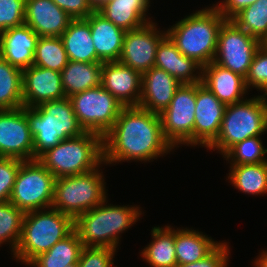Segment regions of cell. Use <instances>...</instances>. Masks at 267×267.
<instances>
[{
	"label": "cell",
	"instance_id": "6da1fadb",
	"mask_svg": "<svg viewBox=\"0 0 267 267\" xmlns=\"http://www.w3.org/2000/svg\"><path fill=\"white\" fill-rule=\"evenodd\" d=\"M165 139L159 114L139 106L124 107L103 136L104 164L151 161L172 151Z\"/></svg>",
	"mask_w": 267,
	"mask_h": 267
},
{
	"label": "cell",
	"instance_id": "f546056e",
	"mask_svg": "<svg viewBox=\"0 0 267 267\" xmlns=\"http://www.w3.org/2000/svg\"><path fill=\"white\" fill-rule=\"evenodd\" d=\"M228 179L238 190L252 195L267 193V162L230 166Z\"/></svg>",
	"mask_w": 267,
	"mask_h": 267
},
{
	"label": "cell",
	"instance_id": "1f68e13d",
	"mask_svg": "<svg viewBox=\"0 0 267 267\" xmlns=\"http://www.w3.org/2000/svg\"><path fill=\"white\" fill-rule=\"evenodd\" d=\"M242 30L267 45V0L243 8L232 19Z\"/></svg>",
	"mask_w": 267,
	"mask_h": 267
},
{
	"label": "cell",
	"instance_id": "d6986e66",
	"mask_svg": "<svg viewBox=\"0 0 267 267\" xmlns=\"http://www.w3.org/2000/svg\"><path fill=\"white\" fill-rule=\"evenodd\" d=\"M39 36L23 24L0 32V56L12 66L25 70L33 65Z\"/></svg>",
	"mask_w": 267,
	"mask_h": 267
},
{
	"label": "cell",
	"instance_id": "e575fe53",
	"mask_svg": "<svg viewBox=\"0 0 267 267\" xmlns=\"http://www.w3.org/2000/svg\"><path fill=\"white\" fill-rule=\"evenodd\" d=\"M266 154L267 148L262 145L261 137L254 136L232 146L223 157L231 160V166H236L267 162Z\"/></svg>",
	"mask_w": 267,
	"mask_h": 267
},
{
	"label": "cell",
	"instance_id": "2e32d148",
	"mask_svg": "<svg viewBox=\"0 0 267 267\" xmlns=\"http://www.w3.org/2000/svg\"><path fill=\"white\" fill-rule=\"evenodd\" d=\"M22 88L23 106L28 108L66 97L61 72L35 65L23 70Z\"/></svg>",
	"mask_w": 267,
	"mask_h": 267
},
{
	"label": "cell",
	"instance_id": "83f0119b",
	"mask_svg": "<svg viewBox=\"0 0 267 267\" xmlns=\"http://www.w3.org/2000/svg\"><path fill=\"white\" fill-rule=\"evenodd\" d=\"M153 240L141 252V257L151 267H175V229L170 226L154 227L151 230Z\"/></svg>",
	"mask_w": 267,
	"mask_h": 267
},
{
	"label": "cell",
	"instance_id": "484cf974",
	"mask_svg": "<svg viewBox=\"0 0 267 267\" xmlns=\"http://www.w3.org/2000/svg\"><path fill=\"white\" fill-rule=\"evenodd\" d=\"M203 232L192 229H175V253L177 264H190L209 255L218 245Z\"/></svg>",
	"mask_w": 267,
	"mask_h": 267
},
{
	"label": "cell",
	"instance_id": "f1b7e54d",
	"mask_svg": "<svg viewBox=\"0 0 267 267\" xmlns=\"http://www.w3.org/2000/svg\"><path fill=\"white\" fill-rule=\"evenodd\" d=\"M84 245L73 230L68 236L57 242L47 252L39 254L27 266L66 267L79 261Z\"/></svg>",
	"mask_w": 267,
	"mask_h": 267
},
{
	"label": "cell",
	"instance_id": "ba28073f",
	"mask_svg": "<svg viewBox=\"0 0 267 267\" xmlns=\"http://www.w3.org/2000/svg\"><path fill=\"white\" fill-rule=\"evenodd\" d=\"M100 166L90 172L55 179L52 208L75 219L106 200Z\"/></svg>",
	"mask_w": 267,
	"mask_h": 267
},
{
	"label": "cell",
	"instance_id": "8d00e7d4",
	"mask_svg": "<svg viewBox=\"0 0 267 267\" xmlns=\"http://www.w3.org/2000/svg\"><path fill=\"white\" fill-rule=\"evenodd\" d=\"M26 0H0V32L25 23Z\"/></svg>",
	"mask_w": 267,
	"mask_h": 267
},
{
	"label": "cell",
	"instance_id": "cb8c5ba5",
	"mask_svg": "<svg viewBox=\"0 0 267 267\" xmlns=\"http://www.w3.org/2000/svg\"><path fill=\"white\" fill-rule=\"evenodd\" d=\"M150 0H108L96 10L124 31L143 27L150 21L145 18Z\"/></svg>",
	"mask_w": 267,
	"mask_h": 267
},
{
	"label": "cell",
	"instance_id": "f6af8a7d",
	"mask_svg": "<svg viewBox=\"0 0 267 267\" xmlns=\"http://www.w3.org/2000/svg\"><path fill=\"white\" fill-rule=\"evenodd\" d=\"M66 267H79V264H78V262H76V263H73V264H69Z\"/></svg>",
	"mask_w": 267,
	"mask_h": 267
},
{
	"label": "cell",
	"instance_id": "4316f807",
	"mask_svg": "<svg viewBox=\"0 0 267 267\" xmlns=\"http://www.w3.org/2000/svg\"><path fill=\"white\" fill-rule=\"evenodd\" d=\"M101 62L68 61L61 71L62 87L66 97L101 85Z\"/></svg>",
	"mask_w": 267,
	"mask_h": 267
},
{
	"label": "cell",
	"instance_id": "7a4b0ae2",
	"mask_svg": "<svg viewBox=\"0 0 267 267\" xmlns=\"http://www.w3.org/2000/svg\"><path fill=\"white\" fill-rule=\"evenodd\" d=\"M225 20L213 4L181 19L166 32L183 55L203 67L214 61L218 33Z\"/></svg>",
	"mask_w": 267,
	"mask_h": 267
},
{
	"label": "cell",
	"instance_id": "4fadbf2b",
	"mask_svg": "<svg viewBox=\"0 0 267 267\" xmlns=\"http://www.w3.org/2000/svg\"><path fill=\"white\" fill-rule=\"evenodd\" d=\"M0 157L34 160L33 135L24 106L0 110Z\"/></svg>",
	"mask_w": 267,
	"mask_h": 267
},
{
	"label": "cell",
	"instance_id": "5bb4252c",
	"mask_svg": "<svg viewBox=\"0 0 267 267\" xmlns=\"http://www.w3.org/2000/svg\"><path fill=\"white\" fill-rule=\"evenodd\" d=\"M156 25L149 22L141 28L125 32L118 62L141 75L154 67L157 47L167 35L166 31L157 30Z\"/></svg>",
	"mask_w": 267,
	"mask_h": 267
},
{
	"label": "cell",
	"instance_id": "60d3db41",
	"mask_svg": "<svg viewBox=\"0 0 267 267\" xmlns=\"http://www.w3.org/2000/svg\"><path fill=\"white\" fill-rule=\"evenodd\" d=\"M72 19H86L95 9L89 0H52Z\"/></svg>",
	"mask_w": 267,
	"mask_h": 267
},
{
	"label": "cell",
	"instance_id": "7bdbcfd3",
	"mask_svg": "<svg viewBox=\"0 0 267 267\" xmlns=\"http://www.w3.org/2000/svg\"><path fill=\"white\" fill-rule=\"evenodd\" d=\"M255 267H267V251L261 252V255L254 261Z\"/></svg>",
	"mask_w": 267,
	"mask_h": 267
},
{
	"label": "cell",
	"instance_id": "d590c367",
	"mask_svg": "<svg viewBox=\"0 0 267 267\" xmlns=\"http://www.w3.org/2000/svg\"><path fill=\"white\" fill-rule=\"evenodd\" d=\"M245 85L260 90L267 96V45L262 44L254 54L252 63L245 77Z\"/></svg>",
	"mask_w": 267,
	"mask_h": 267
},
{
	"label": "cell",
	"instance_id": "30bf717a",
	"mask_svg": "<svg viewBox=\"0 0 267 267\" xmlns=\"http://www.w3.org/2000/svg\"><path fill=\"white\" fill-rule=\"evenodd\" d=\"M78 123L85 132L102 137L112 128L124 105L101 85L69 97Z\"/></svg>",
	"mask_w": 267,
	"mask_h": 267
},
{
	"label": "cell",
	"instance_id": "4dcf8cb0",
	"mask_svg": "<svg viewBox=\"0 0 267 267\" xmlns=\"http://www.w3.org/2000/svg\"><path fill=\"white\" fill-rule=\"evenodd\" d=\"M23 71L0 56V110L23 107Z\"/></svg>",
	"mask_w": 267,
	"mask_h": 267
},
{
	"label": "cell",
	"instance_id": "b9f144b4",
	"mask_svg": "<svg viewBox=\"0 0 267 267\" xmlns=\"http://www.w3.org/2000/svg\"><path fill=\"white\" fill-rule=\"evenodd\" d=\"M258 0H223L214 5L225 19H232L243 8L250 6Z\"/></svg>",
	"mask_w": 267,
	"mask_h": 267
},
{
	"label": "cell",
	"instance_id": "7402d4cb",
	"mask_svg": "<svg viewBox=\"0 0 267 267\" xmlns=\"http://www.w3.org/2000/svg\"><path fill=\"white\" fill-rule=\"evenodd\" d=\"M202 84L225 105L245 100L248 92L244 77L214 62L202 67Z\"/></svg>",
	"mask_w": 267,
	"mask_h": 267
},
{
	"label": "cell",
	"instance_id": "52a82bcc",
	"mask_svg": "<svg viewBox=\"0 0 267 267\" xmlns=\"http://www.w3.org/2000/svg\"><path fill=\"white\" fill-rule=\"evenodd\" d=\"M266 97L262 94L226 105L219 134L207 150H218L224 155L235 144L264 134L267 131Z\"/></svg>",
	"mask_w": 267,
	"mask_h": 267
},
{
	"label": "cell",
	"instance_id": "603a6c76",
	"mask_svg": "<svg viewBox=\"0 0 267 267\" xmlns=\"http://www.w3.org/2000/svg\"><path fill=\"white\" fill-rule=\"evenodd\" d=\"M86 19L91 28L97 62L118 61L126 31L107 20L97 10H94Z\"/></svg>",
	"mask_w": 267,
	"mask_h": 267
},
{
	"label": "cell",
	"instance_id": "ab89813d",
	"mask_svg": "<svg viewBox=\"0 0 267 267\" xmlns=\"http://www.w3.org/2000/svg\"><path fill=\"white\" fill-rule=\"evenodd\" d=\"M226 242L220 244L205 258L190 264H177L175 267H227L230 251Z\"/></svg>",
	"mask_w": 267,
	"mask_h": 267
},
{
	"label": "cell",
	"instance_id": "44dd1931",
	"mask_svg": "<svg viewBox=\"0 0 267 267\" xmlns=\"http://www.w3.org/2000/svg\"><path fill=\"white\" fill-rule=\"evenodd\" d=\"M154 66L165 70L181 84L202 82V66L194 59L183 55L168 35L157 47Z\"/></svg>",
	"mask_w": 267,
	"mask_h": 267
},
{
	"label": "cell",
	"instance_id": "7c38bea8",
	"mask_svg": "<svg viewBox=\"0 0 267 267\" xmlns=\"http://www.w3.org/2000/svg\"><path fill=\"white\" fill-rule=\"evenodd\" d=\"M262 43L242 30L231 19L220 27L214 63L246 77L257 49Z\"/></svg>",
	"mask_w": 267,
	"mask_h": 267
},
{
	"label": "cell",
	"instance_id": "277c9868",
	"mask_svg": "<svg viewBox=\"0 0 267 267\" xmlns=\"http://www.w3.org/2000/svg\"><path fill=\"white\" fill-rule=\"evenodd\" d=\"M107 202L106 199L74 219V230L84 247L97 246L116 249L120 244V233L126 231L140 219L142 211L139 207L106 205Z\"/></svg>",
	"mask_w": 267,
	"mask_h": 267
},
{
	"label": "cell",
	"instance_id": "8fae6325",
	"mask_svg": "<svg viewBox=\"0 0 267 267\" xmlns=\"http://www.w3.org/2000/svg\"><path fill=\"white\" fill-rule=\"evenodd\" d=\"M195 105L196 83L181 84L170 105L159 114L163 135L173 148L194 146Z\"/></svg>",
	"mask_w": 267,
	"mask_h": 267
},
{
	"label": "cell",
	"instance_id": "ffe728a7",
	"mask_svg": "<svg viewBox=\"0 0 267 267\" xmlns=\"http://www.w3.org/2000/svg\"><path fill=\"white\" fill-rule=\"evenodd\" d=\"M181 85L165 70L150 68L142 74L141 97L139 107L160 114L165 110Z\"/></svg>",
	"mask_w": 267,
	"mask_h": 267
},
{
	"label": "cell",
	"instance_id": "5b68a950",
	"mask_svg": "<svg viewBox=\"0 0 267 267\" xmlns=\"http://www.w3.org/2000/svg\"><path fill=\"white\" fill-rule=\"evenodd\" d=\"M49 210V211H48ZM74 230V219L54 208L25 213L21 238L14 258L28 265Z\"/></svg>",
	"mask_w": 267,
	"mask_h": 267
},
{
	"label": "cell",
	"instance_id": "9a60e30c",
	"mask_svg": "<svg viewBox=\"0 0 267 267\" xmlns=\"http://www.w3.org/2000/svg\"><path fill=\"white\" fill-rule=\"evenodd\" d=\"M226 105L205 85L196 83L194 146L207 147L217 138Z\"/></svg>",
	"mask_w": 267,
	"mask_h": 267
},
{
	"label": "cell",
	"instance_id": "836d02e7",
	"mask_svg": "<svg viewBox=\"0 0 267 267\" xmlns=\"http://www.w3.org/2000/svg\"><path fill=\"white\" fill-rule=\"evenodd\" d=\"M24 216L25 212L10 201L0 202V245L9 242L13 254L21 238Z\"/></svg>",
	"mask_w": 267,
	"mask_h": 267
},
{
	"label": "cell",
	"instance_id": "74e56055",
	"mask_svg": "<svg viewBox=\"0 0 267 267\" xmlns=\"http://www.w3.org/2000/svg\"><path fill=\"white\" fill-rule=\"evenodd\" d=\"M23 160L0 157V202L9 201Z\"/></svg>",
	"mask_w": 267,
	"mask_h": 267
},
{
	"label": "cell",
	"instance_id": "e0dca14e",
	"mask_svg": "<svg viewBox=\"0 0 267 267\" xmlns=\"http://www.w3.org/2000/svg\"><path fill=\"white\" fill-rule=\"evenodd\" d=\"M142 75L118 61L103 62L101 86L124 107L138 106L141 97Z\"/></svg>",
	"mask_w": 267,
	"mask_h": 267
},
{
	"label": "cell",
	"instance_id": "d6a6232c",
	"mask_svg": "<svg viewBox=\"0 0 267 267\" xmlns=\"http://www.w3.org/2000/svg\"><path fill=\"white\" fill-rule=\"evenodd\" d=\"M68 56L60 37H39L33 65L61 72L68 64Z\"/></svg>",
	"mask_w": 267,
	"mask_h": 267
},
{
	"label": "cell",
	"instance_id": "3957f363",
	"mask_svg": "<svg viewBox=\"0 0 267 267\" xmlns=\"http://www.w3.org/2000/svg\"><path fill=\"white\" fill-rule=\"evenodd\" d=\"M26 116L33 135L34 160L61 141L85 133L68 97L26 107Z\"/></svg>",
	"mask_w": 267,
	"mask_h": 267
},
{
	"label": "cell",
	"instance_id": "ee69618b",
	"mask_svg": "<svg viewBox=\"0 0 267 267\" xmlns=\"http://www.w3.org/2000/svg\"><path fill=\"white\" fill-rule=\"evenodd\" d=\"M106 1L108 0H89L90 4L94 7L95 10L99 8Z\"/></svg>",
	"mask_w": 267,
	"mask_h": 267
},
{
	"label": "cell",
	"instance_id": "d4e9b609",
	"mask_svg": "<svg viewBox=\"0 0 267 267\" xmlns=\"http://www.w3.org/2000/svg\"><path fill=\"white\" fill-rule=\"evenodd\" d=\"M60 38L70 61L97 62V53L87 19H72Z\"/></svg>",
	"mask_w": 267,
	"mask_h": 267
},
{
	"label": "cell",
	"instance_id": "8992f818",
	"mask_svg": "<svg viewBox=\"0 0 267 267\" xmlns=\"http://www.w3.org/2000/svg\"><path fill=\"white\" fill-rule=\"evenodd\" d=\"M55 178L90 172L104 164L103 137L85 132L61 141L37 159Z\"/></svg>",
	"mask_w": 267,
	"mask_h": 267
},
{
	"label": "cell",
	"instance_id": "9c48e42d",
	"mask_svg": "<svg viewBox=\"0 0 267 267\" xmlns=\"http://www.w3.org/2000/svg\"><path fill=\"white\" fill-rule=\"evenodd\" d=\"M55 179L37 159L23 161L9 201L25 213L51 208Z\"/></svg>",
	"mask_w": 267,
	"mask_h": 267
},
{
	"label": "cell",
	"instance_id": "f35d334b",
	"mask_svg": "<svg viewBox=\"0 0 267 267\" xmlns=\"http://www.w3.org/2000/svg\"><path fill=\"white\" fill-rule=\"evenodd\" d=\"M116 249L110 247H84L82 249L79 267H112Z\"/></svg>",
	"mask_w": 267,
	"mask_h": 267
},
{
	"label": "cell",
	"instance_id": "ac0fdd59",
	"mask_svg": "<svg viewBox=\"0 0 267 267\" xmlns=\"http://www.w3.org/2000/svg\"><path fill=\"white\" fill-rule=\"evenodd\" d=\"M71 20L52 0H26L25 24L39 37H60Z\"/></svg>",
	"mask_w": 267,
	"mask_h": 267
}]
</instances>
